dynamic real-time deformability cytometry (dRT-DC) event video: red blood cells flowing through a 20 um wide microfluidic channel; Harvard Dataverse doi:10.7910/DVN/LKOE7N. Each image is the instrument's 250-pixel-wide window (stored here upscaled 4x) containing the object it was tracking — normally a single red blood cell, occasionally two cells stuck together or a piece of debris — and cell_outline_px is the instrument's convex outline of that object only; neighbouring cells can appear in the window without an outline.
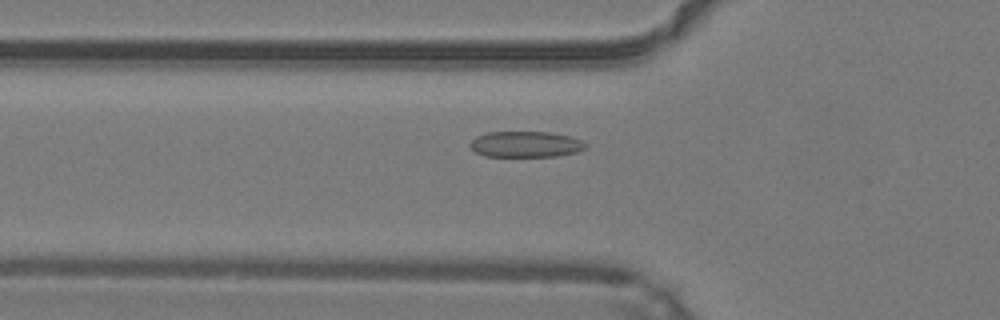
{"species": "common noctule bat (a hibernating species)", "species_latin": "Nyctalus noctula", "temperature_condition": "warm", "stored_images_in_passage": 44, "camera_frame_rate_fps": 3000, "um_per_image_px": 0.085, "animal": {"sex": "male", "body_mass_g": 19.2, "forearm_length_mm": 51.8}, "frame": {"image": 1, "passage_image": 12, "time_ms": 3.667, "image_size_px": [1000, 320], "cell_outline_px": [[588, 144], [584, 148], [576, 152], [556, 156], [484, 156], [476, 152], [468, 144], [476, 136], [488, 132], [552, 132], [572, 136]], "centroid_in_image_um": [44.68, 12.25], "position_along_channel_um": 81.1, "area_um2": 17.46}}
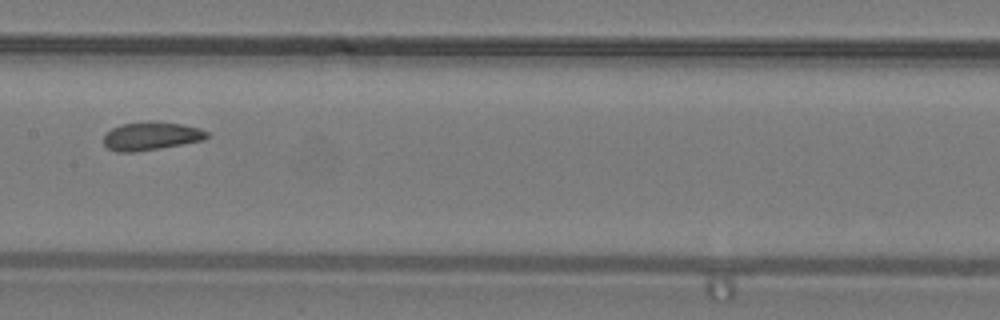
{"frame": {"image": 2, "passage_image": 20, "time_ms": 6.333, "image_size_px": [1000, 320], "cell_outline_px": [[208, 136], [204, 140], [160, 148], [132, 152], [116, 152], [108, 148], [104, 144], [104, 136], [112, 128], [120, 124], [148, 120], [156, 120], [180, 124], [200, 128], [208, 132]], "centroid_in_image_um": [12.84, 11.54], "position_along_channel_um": 194.6, "area_um2": 17.17}}
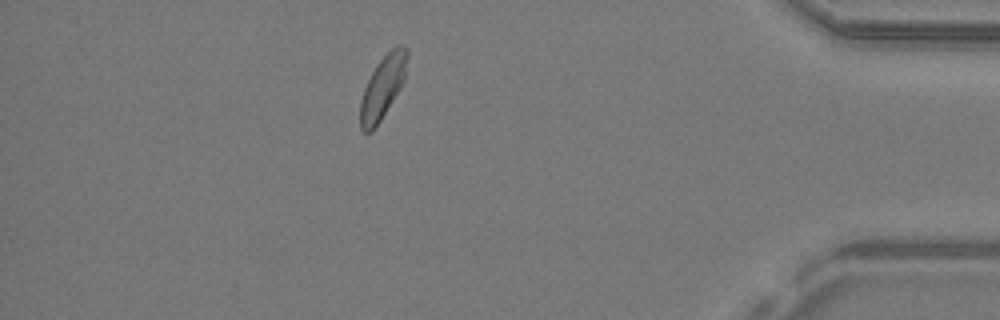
{"frame": {"image": 3, "passage_image": 38, "time_ms": 12.333, "image_size_px": [1000, 320], "cell_outline_px": [[408, 56], [404, 80], [400, 88], [380, 120], [372, 132], [364, 132], [360, 128], [360, 100], [364, 88], [376, 64], [392, 48], [400, 44], [404, 44], [408, 48]], "centroid_in_image_um": [32.53, 7.39], "position_along_channel_um": 402.7, "area_um2": 17.05}, "authors_computed_cell_mechanics": {"area_um2": 17.2822, "velocity_mm_per_s": 4.2188, "shape_relaxation_time_tau1_ms": 4.5323, "shape_relaxation_time_tau2_ms": 1.4164, "deformation_change_tau1": 0.0984, "deformation_change_tau2": 0.07}}